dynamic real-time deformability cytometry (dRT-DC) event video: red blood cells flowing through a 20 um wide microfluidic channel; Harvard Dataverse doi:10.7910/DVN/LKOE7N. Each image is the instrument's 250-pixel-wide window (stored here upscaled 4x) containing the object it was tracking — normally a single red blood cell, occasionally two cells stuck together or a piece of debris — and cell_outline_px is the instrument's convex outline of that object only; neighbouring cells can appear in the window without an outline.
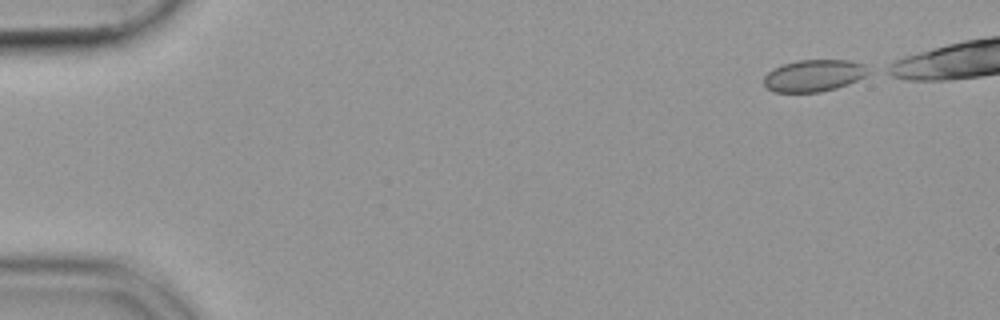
{"species": "common noctule bat (a hibernating species)", "species_latin": "Nyctalus noctula", "temperature_condition": "cold", "stored_images_in_passage": 7, "camera_frame_rate_fps": 3000, "um_per_image_px": 0.085, "animal": {"sex": "female", "body_mass_g": 19.9}, "frame": {"image": 1, "passage_image": 1, "time_ms": 0.0, "image_size_px": [1000, 320], "cell_outline_px": [[872, 72], [848, 84], [836, 88], [820, 92], [772, 92], [764, 84], [764, 76], [768, 72], [784, 64], [800, 60], [848, 60], [864, 64]], "centroid_in_image_um": [69.2, 6.43], "position_along_channel_um": 15.8, "area_um2": 19.31}}